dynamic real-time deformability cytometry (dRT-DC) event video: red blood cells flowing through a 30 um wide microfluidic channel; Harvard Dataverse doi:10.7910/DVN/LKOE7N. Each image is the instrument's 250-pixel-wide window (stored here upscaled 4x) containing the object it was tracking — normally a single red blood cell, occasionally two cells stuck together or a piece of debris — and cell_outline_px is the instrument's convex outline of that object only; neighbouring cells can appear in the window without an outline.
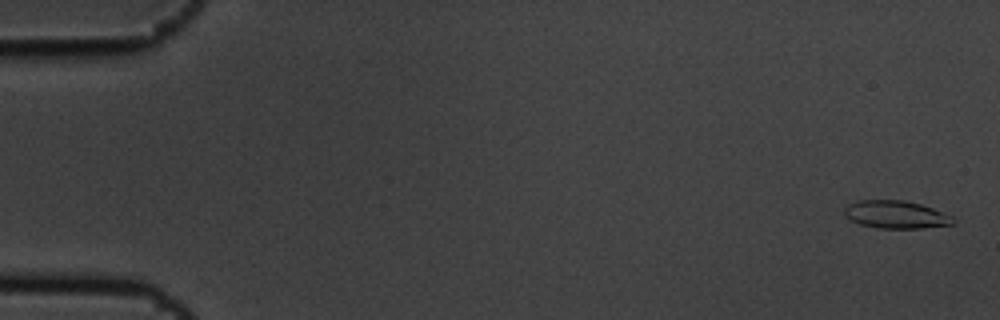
{"species": "common noctule bat (a hibernating species)", "species_latin": "Nyctalus noctula", "temperature_condition": "cold", "stored_images_in_passage": 15, "camera_frame_rate_fps": 3000, "um_per_image_px": 0.085, "animal": {"sex": "male", "body_mass_g": 19.5, "forearm_length_mm": 54.6}, "frame": {"image": 1, "passage_image": 1, "time_ms": 0.0, "image_size_px": [1000, 320], "cell_outline_px": [[956, 224], [924, 228], [880, 228], [860, 224], [844, 216], [844, 208], [848, 204], [860, 200], [904, 200], [920, 204], [932, 208], [952, 216], [956, 220]], "centroid_in_image_um": [76.17, 18.24], "position_along_channel_um": 8.8, "area_um2": 17.63}}
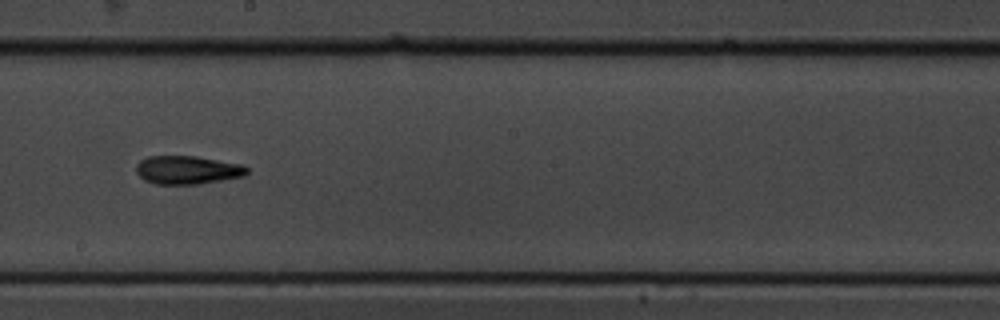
{"frame": {"image": 2, "passage_image": 9, "time_ms": 2.667, "image_size_px": [1000, 320], "cell_outline_px": [[248, 172], [244, 176], [200, 184], [156, 184], [144, 180], [136, 172], [136, 164], [140, 160], [148, 156], [196, 156], [244, 164], [248, 168]], "centroid_in_image_um": [15.94, 14.44], "position_along_channel_um": 232.3, "area_um2": 18.5}}
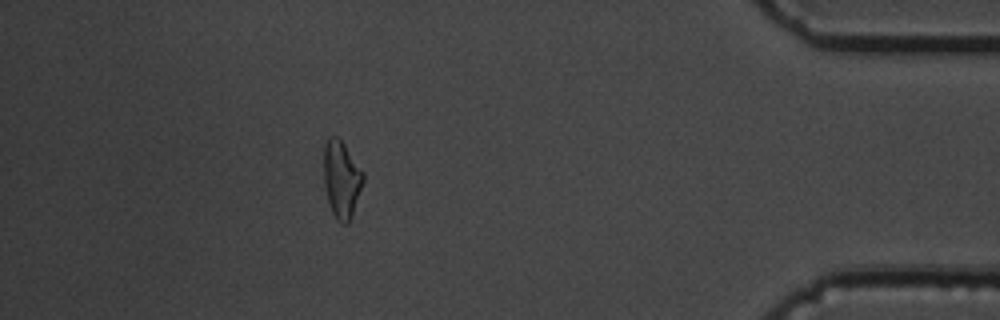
{"frame": {"image": 3, "passage_image": 14, "time_ms": 4.333, "image_size_px": [1000, 320], "cell_outline_px": [[364, 180], [352, 216], [348, 224], [340, 224], [336, 220], [332, 212], [328, 200], [324, 184], [324, 144], [328, 136], [336, 136], [344, 144], [364, 172]], "centroid_in_image_um": [29.03, 15.25], "position_along_channel_um": 406.2, "area_um2": 17.8}}